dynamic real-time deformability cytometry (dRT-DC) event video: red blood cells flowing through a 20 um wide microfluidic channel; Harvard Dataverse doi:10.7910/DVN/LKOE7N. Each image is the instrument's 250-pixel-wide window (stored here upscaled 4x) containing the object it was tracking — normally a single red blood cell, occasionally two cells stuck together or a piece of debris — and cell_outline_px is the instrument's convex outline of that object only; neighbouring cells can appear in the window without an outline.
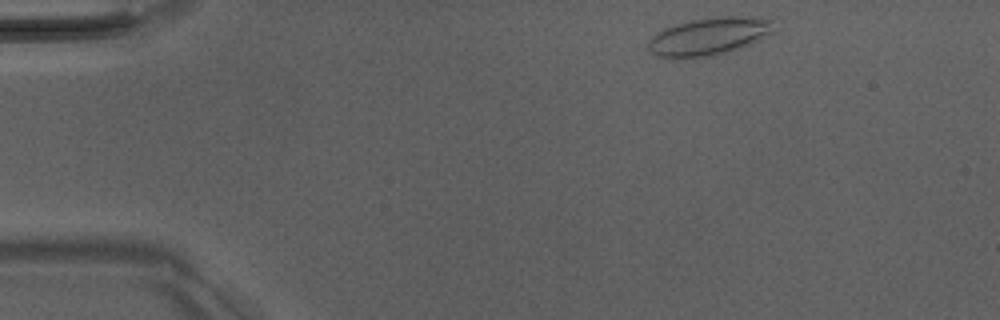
{"species": "Egyptian fruit bat (a non-hibernating species)", "species_latin": "Rousettus aegyptiacus", "temperature_condition": "room temperature", "stored_images_in_passage": 3, "camera_frame_rate_fps": 3000, "um_per_image_px": 0.085, "animal": {"sex": "male"}, "frame": {"image": 1, "passage_image": 1, "time_ms": 0.0, "image_size_px": [1000, 320], "cell_outline_px": [[772, 32], [740, 48], [712, 56], [672, 60], [656, 56], [648, 48], [648, 40], [656, 32], [664, 28], [676, 24], [692, 20], [724, 16], [752, 16], [772, 20]], "centroid_in_image_um": [60.17, 3.12], "position_along_channel_um": 24.8, "area_um2": 27.63}}